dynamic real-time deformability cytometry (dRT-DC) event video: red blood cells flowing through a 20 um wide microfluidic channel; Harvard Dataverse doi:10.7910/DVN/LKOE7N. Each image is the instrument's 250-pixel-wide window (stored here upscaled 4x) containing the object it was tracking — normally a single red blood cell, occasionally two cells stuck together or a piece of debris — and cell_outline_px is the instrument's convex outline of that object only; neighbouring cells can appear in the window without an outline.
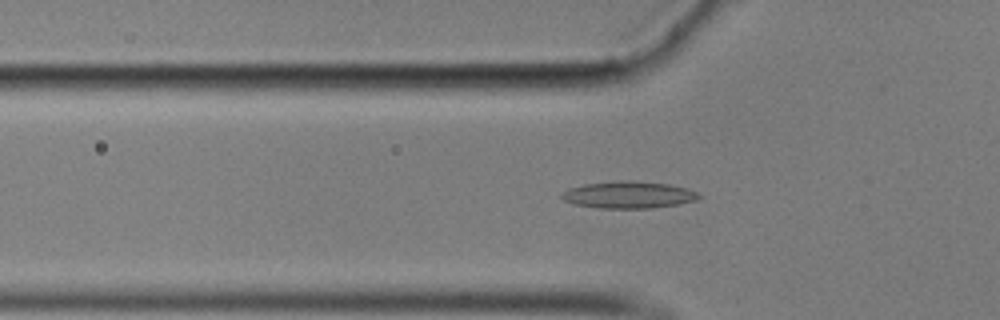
{"species": "common noctule bat (a hibernating species)", "species_latin": "Nyctalus noctula", "temperature_condition": "cold", "stored_images_in_passage": 54, "camera_frame_rate_fps": 3000, "um_per_image_px": 0.085, "animal": {"sex": "male", "body_mass_g": 17.9}, "frame": {"image": 1, "passage_image": 16, "time_ms": 5.0, "image_size_px": [1000, 320], "cell_outline_px": [[704, 196], [696, 200], [676, 204], [652, 208], [600, 208], [576, 204], [564, 200], [560, 196], [568, 188], [584, 184], [620, 180], [628, 180], [668, 184], [684, 188], [696, 192]], "centroid_in_image_um": [53.42, 16.55], "position_along_channel_um": 72.4, "area_um2": 21.33}}
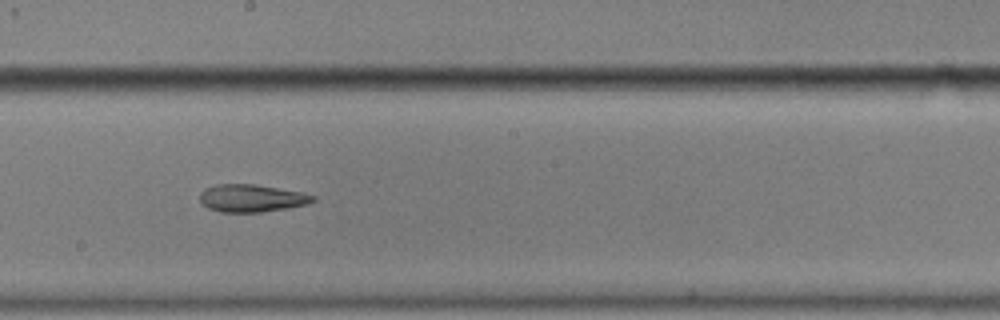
{"frame": {"image": 2, "passage_image": 29, "time_ms": 9.333, "image_size_px": [1000, 320], "cell_outline_px": [[316, 200], [308, 204], [288, 208], [260, 212], [220, 212], [208, 208], [200, 204], [200, 192], [204, 188], [216, 184], [256, 184], [304, 192], [316, 196]], "centroid_in_image_um": [21.39, 16.84], "position_along_channel_um": 226.8, "area_um2": 18.5}}
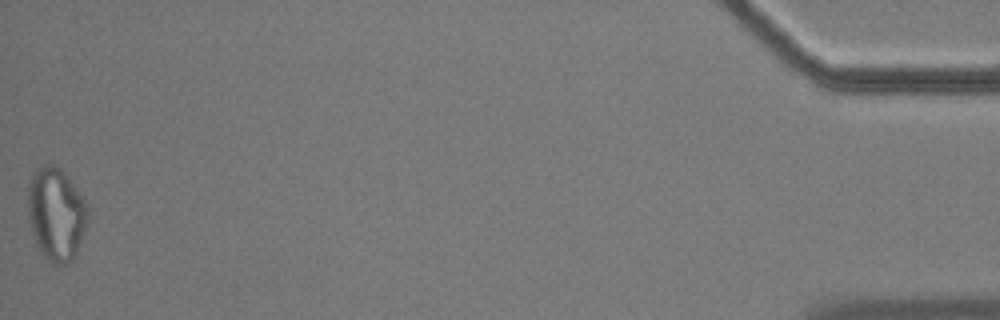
{"frame": {"image": 3, "passage_image": 54, "time_ms": 17.667, "image_size_px": [1000, 320], "cell_outline_px": [[88, 224], [76, 252], [72, 260], [68, 264], [52, 264], [40, 252], [36, 244], [28, 220], [28, 184], [36, 168], [44, 164], [52, 164], [60, 168], [64, 172], [84, 200], [88, 208]], "centroid_in_image_um": [4.76, 18.2], "position_along_channel_um": 430.4, "area_um2": 32.54}, "authors_computed_cell_mechanics": {"area_um2": 19.4208, "velocity_mm_per_s": 3.549, "shape_relaxation_time_tau1_ms": null, "shape_relaxation_time_tau2_ms": 2.4344, "deformation_change_tau1": null, "deformation_change_tau2": 0.0966}}